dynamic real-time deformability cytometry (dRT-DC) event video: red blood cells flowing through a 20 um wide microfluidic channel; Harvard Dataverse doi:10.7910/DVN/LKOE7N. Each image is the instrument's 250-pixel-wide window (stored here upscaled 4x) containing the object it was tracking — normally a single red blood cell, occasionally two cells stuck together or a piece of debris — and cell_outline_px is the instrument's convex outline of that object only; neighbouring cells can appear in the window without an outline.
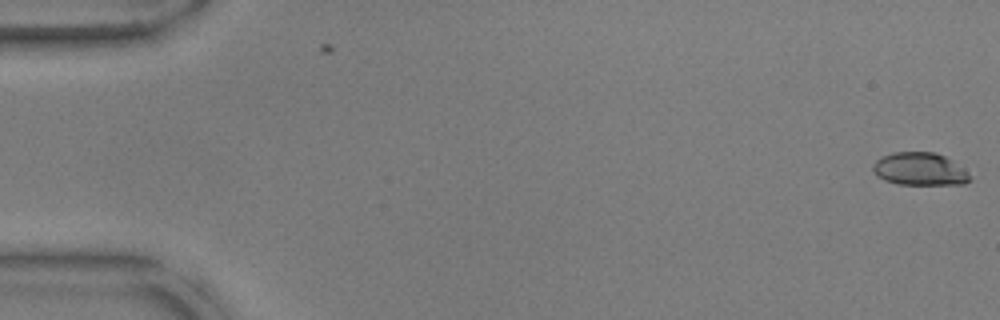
{"species": "common noctule bat (a hibernating species)", "species_latin": "Nyctalus noctula", "temperature_condition": "warm", "stored_images_in_passage": 2, "camera_frame_rate_fps": 3000, "um_per_image_px": 0.085, "animal": {"sex": "male", "body_mass_g": 17.9, "forearm_length_mm": 54.2}, "frame": {"image": 1, "passage_image": 2, "time_ms": 0.333, "image_size_px": [1000, 320], "cell_outline_px": [[972, 180], [964, 184], [900, 184], [884, 180], [876, 176], [872, 168], [872, 164], [876, 160], [884, 156], [896, 152], [936, 152], [952, 160], [972, 176]], "centroid_in_image_um": [78.19, 14.37], "position_along_channel_um": 6.8, "area_um2": 18.5}}